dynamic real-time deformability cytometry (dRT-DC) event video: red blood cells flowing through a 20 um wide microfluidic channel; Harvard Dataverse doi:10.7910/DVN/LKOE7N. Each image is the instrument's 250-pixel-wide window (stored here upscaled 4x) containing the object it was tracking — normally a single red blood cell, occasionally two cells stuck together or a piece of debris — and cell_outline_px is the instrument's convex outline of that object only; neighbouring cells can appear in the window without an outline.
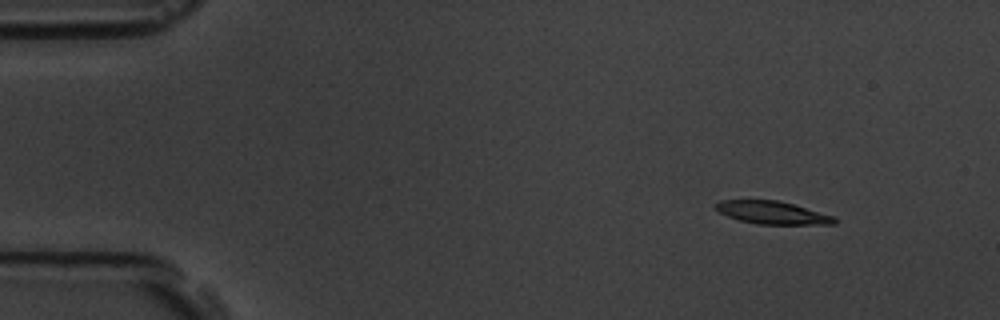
{"species": "common noctule bat (a hibernating species)", "species_latin": "Nyctalus noctula", "temperature_condition": "room temperature", "stored_images_in_passage": 6, "segment_of_instrument_passage": [1, 2], "camera_frame_rate_fps": 3000, "um_per_image_px": 0.085, "animal": {"sex": "male", "body_mass_g": 19.5, "forearm_length_mm": 54.6}, "frame": {"image": 1, "passage_image": 2, "time_ms": 1.0, "image_size_px": [1000, 320], "cell_outline_px": [[836, 224], [756, 224], [740, 220], [728, 216], [720, 212], [716, 208], [716, 204], [720, 200], [776, 200], [792, 204], [836, 216]], "centroid_in_image_um": [65.68, 18.08], "position_along_channel_um": 19.3, "area_um2": 15.61}}
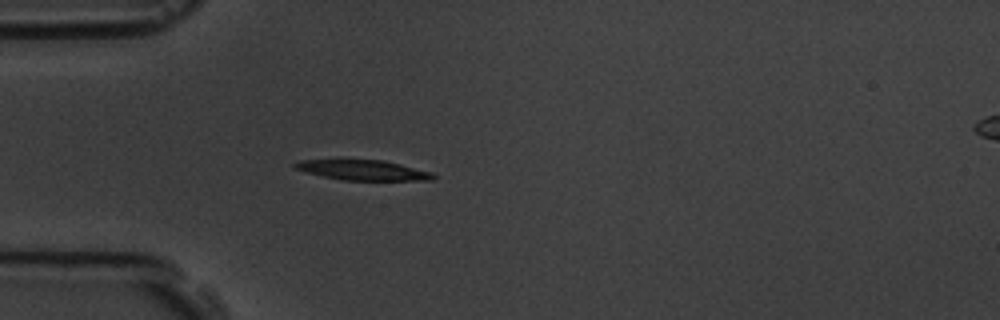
{"frame": {"image": 2, "passage_image": 5, "time_ms": 4.333, "image_size_px": [1000, 320], "cell_outline_px": [[436, 176], [432, 180], [340, 180], [304, 172], [292, 168], [292, 164], [300, 160], [340, 156], [384, 160], [432, 172]], "centroid_in_image_um": [30.68, 14.39], "position_along_channel_um": 54.3, "area_um2": 17.46}}